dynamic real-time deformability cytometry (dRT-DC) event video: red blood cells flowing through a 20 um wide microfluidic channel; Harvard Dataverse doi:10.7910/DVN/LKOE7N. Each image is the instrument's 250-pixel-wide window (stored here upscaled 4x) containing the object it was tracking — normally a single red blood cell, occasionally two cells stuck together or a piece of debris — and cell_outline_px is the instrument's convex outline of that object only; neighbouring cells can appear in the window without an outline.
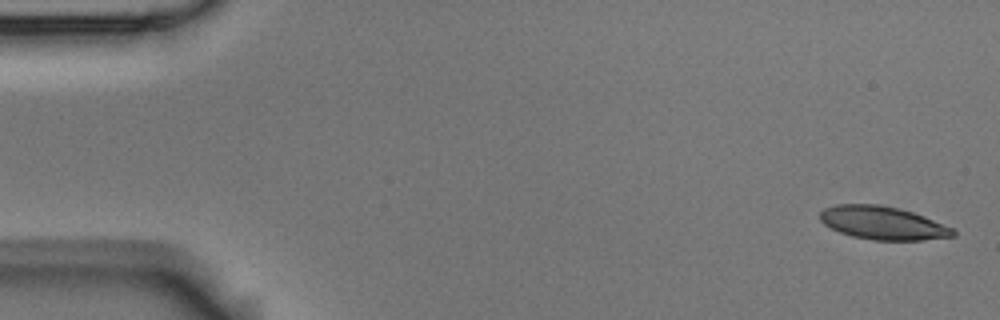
{"species": "Egyptian fruit bat (a non-hibernating species)", "species_latin": "Rousettus aegyptiacus", "temperature_condition": "room temperature", "stored_images_in_passage": 4, "camera_frame_rate_fps": 3000, "um_per_image_px": 0.085, "animal": {"sex": "male"}, "frame": {"image": 1, "passage_image": 1, "time_ms": 0.0, "image_size_px": [1000, 320], "cell_outline_px": [[956, 236], [920, 240], [872, 240], [852, 236], [840, 232], [824, 224], [820, 220], [820, 212], [824, 208], [836, 204], [880, 204], [912, 212], [924, 216], [952, 228], [956, 232]], "centroid_in_image_um": [75.02, 18.95], "position_along_channel_um": 10.0, "area_um2": 25.61}}
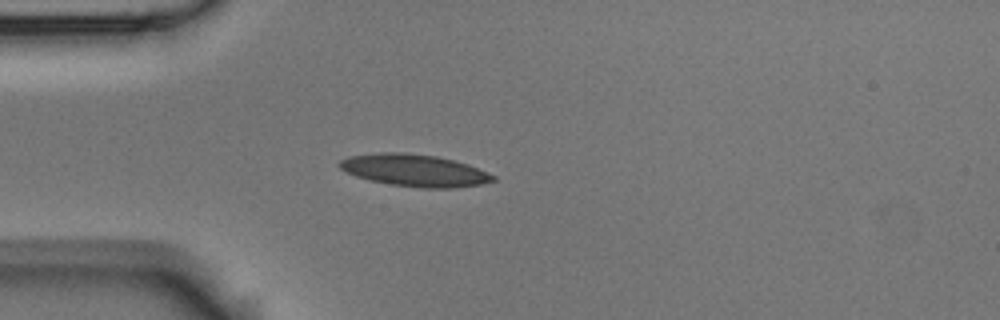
{"frame": {"image": 2, "passage_image": 4, "time_ms": 1.0, "image_size_px": [1000, 320], "cell_outline_px": [[496, 180], [480, 184], [456, 188], [420, 188], [392, 184], [368, 180], [356, 176], [340, 168], [336, 164], [340, 160], [348, 156], [380, 152], [404, 152], [436, 156], [452, 160], [476, 168], [496, 176]], "centroid_in_image_um": [35.19, 14.48], "position_along_channel_um": 49.8, "area_um2": 28.55}}